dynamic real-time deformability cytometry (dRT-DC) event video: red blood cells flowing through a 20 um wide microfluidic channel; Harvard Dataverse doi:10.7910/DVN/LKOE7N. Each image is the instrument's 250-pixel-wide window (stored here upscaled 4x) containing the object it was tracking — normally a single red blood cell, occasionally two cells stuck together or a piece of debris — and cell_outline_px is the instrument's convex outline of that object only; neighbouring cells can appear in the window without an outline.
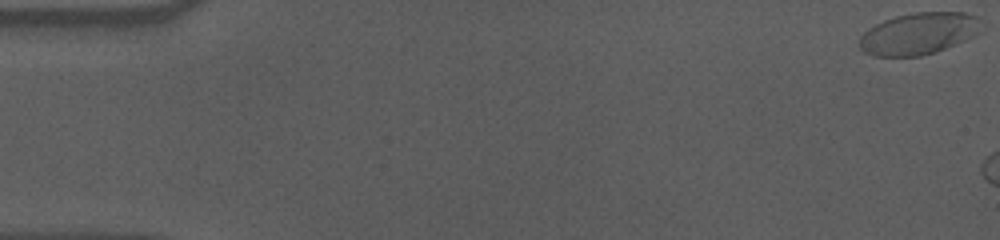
{"species": "human", "species_latin": "Homo sapiens", "temperature_condition": "cold", "stored_images_in_passage": 8, "camera_frame_rate_fps": 3000, "um_per_image_px": 0.085, "donor": {"sex": "male"}, "frame": {"image": 1, "passage_image": 1, "time_ms": 0.0, "image_size_px": [1000, 240], "cell_outline_px": [[976, 32], [972, 36], [956, 44], [936, 52], [920, 56], [872, 56], [864, 52], [860, 48], [860, 36], [868, 28], [884, 20], [896, 16], [916, 12], [964, 12], [976, 16]], "centroid_in_image_um": [78.0, 2.87], "position_along_channel_um": 7.0, "area_um2": 29.19}}